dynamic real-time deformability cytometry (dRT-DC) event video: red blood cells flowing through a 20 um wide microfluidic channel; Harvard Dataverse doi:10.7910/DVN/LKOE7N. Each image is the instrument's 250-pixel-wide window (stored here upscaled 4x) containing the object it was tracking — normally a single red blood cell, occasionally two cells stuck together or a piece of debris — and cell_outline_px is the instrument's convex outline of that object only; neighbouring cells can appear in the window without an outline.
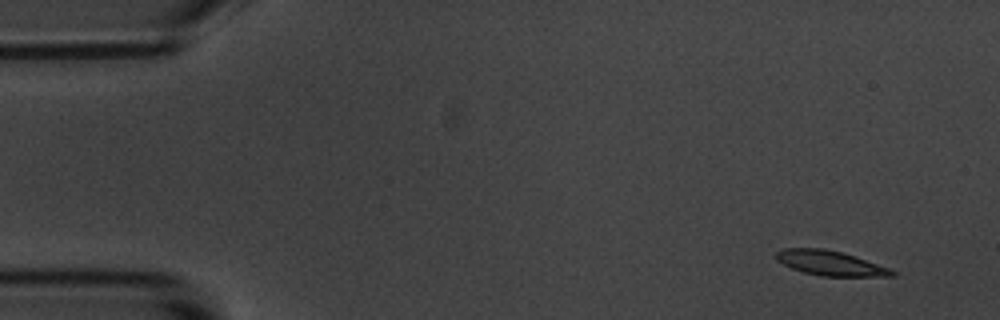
{"species": "common noctule bat (a hibernating species)", "species_latin": "Nyctalus noctula", "temperature_condition": "room temperature", "stored_images_in_passage": 10, "camera_frame_rate_fps": 3000, "um_per_image_px": 0.085, "animal": {"sex": "male", "body_mass_g": 20.1, "forearm_length_mm": 53.5}, "frame": {"image": 1, "passage_image": 1, "time_ms": 0.0, "image_size_px": [1000, 320], "cell_outline_px": [[896, 276], [820, 276], [804, 272], [792, 268], [776, 260], [776, 252], [784, 248], [820, 248], [844, 252], [856, 256], [888, 268], [896, 272]], "centroid_in_image_um": [70.57, 22.36], "position_along_channel_um": 14.4, "area_um2": 16.65}}
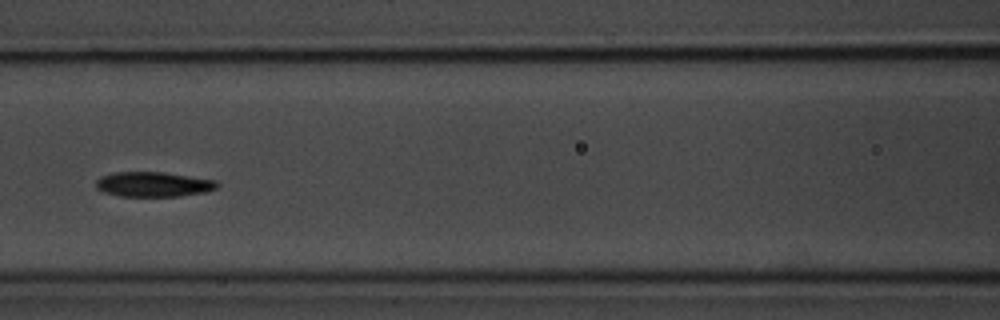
{"frame": {"image": 2, "passage_image": 7, "time_ms": 7.0, "image_size_px": [1000, 320], "cell_outline_px": [[220, 184], [216, 188], [204, 192], [180, 196], [120, 196], [104, 192], [96, 188], [96, 180], [100, 176], [116, 172], [160, 172], [216, 180]], "centroid_in_image_um": [13.02, 15.67], "position_along_channel_um": 153.6, "area_um2": 17.46}}
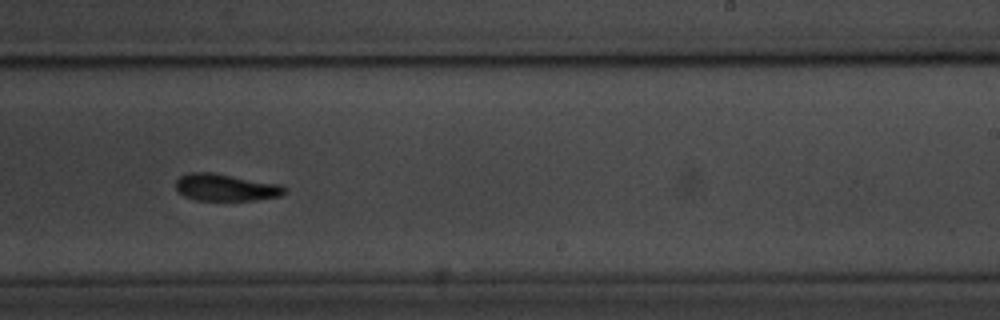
{"frame": {"image": 3, "passage_image": 10, "time_ms": 10.333, "image_size_px": [1000, 320], "cell_outline_px": [[288, 188], [280, 196], [256, 200], [196, 200], [184, 196], [176, 192], [176, 180], [180, 176], [188, 172], [212, 172], [280, 184]], "centroid_in_image_um": [19.16, 15.93], "position_along_channel_um": 269.8, "area_um2": 17.28}}